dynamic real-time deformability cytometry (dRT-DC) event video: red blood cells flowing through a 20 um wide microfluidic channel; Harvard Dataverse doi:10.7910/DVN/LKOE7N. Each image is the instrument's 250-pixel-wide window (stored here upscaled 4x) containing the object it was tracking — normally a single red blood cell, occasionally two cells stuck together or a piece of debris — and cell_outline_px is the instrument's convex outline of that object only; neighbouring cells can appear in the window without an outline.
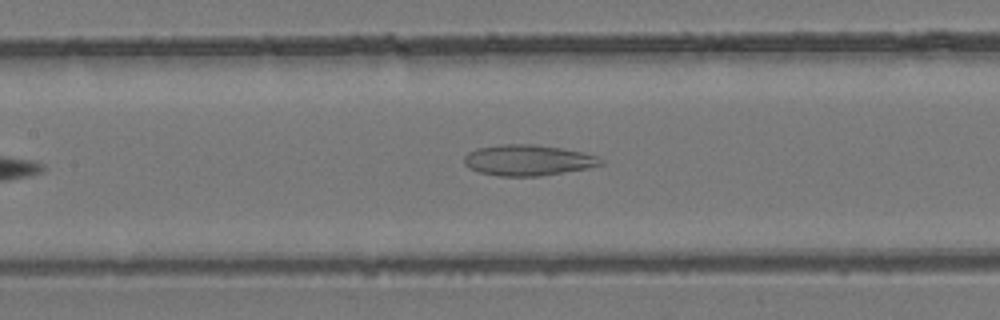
{"species": "common noctule bat (a hibernating species)", "species_latin": "Nyctalus noctula", "temperature_condition": "room temperature", "stored_images_in_passage": 37, "camera_frame_rate_fps": 3000, "um_per_image_px": 0.085, "animal": {"sex": "female", "body_mass_g": 24.6, "forearm_length_mm": 56.2}, "frame": {"image": 1, "passage_image": 14, "time_ms": 4.333, "image_size_px": [1000, 320], "cell_outline_px": [[604, 164], [588, 168], [540, 176], [500, 176], [480, 172], [468, 168], [464, 164], [464, 156], [468, 152], [476, 148], [500, 144], [532, 144], [560, 148], [580, 152], [596, 156], [604, 160]], "centroid_in_image_um": [44.85, 13.62], "position_along_channel_um": 162.6, "area_um2": 24.51}}
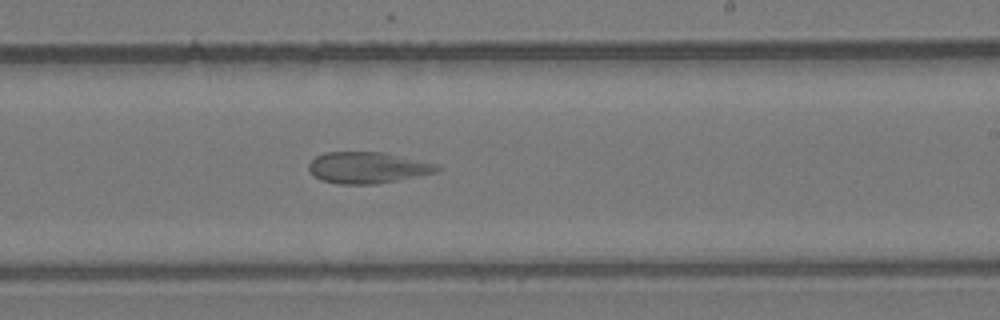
{"frame": {"image": 2, "passage_image": 21, "time_ms": 6.667, "image_size_px": [1000, 320], "cell_outline_px": [[444, 168], [440, 172], [376, 184], [340, 184], [320, 180], [308, 168], [308, 164], [316, 156], [324, 152], [384, 152], [436, 164]], "centroid_in_image_um": [31.28, 14.25], "position_along_channel_um": 257.7, "area_um2": 23.47}}
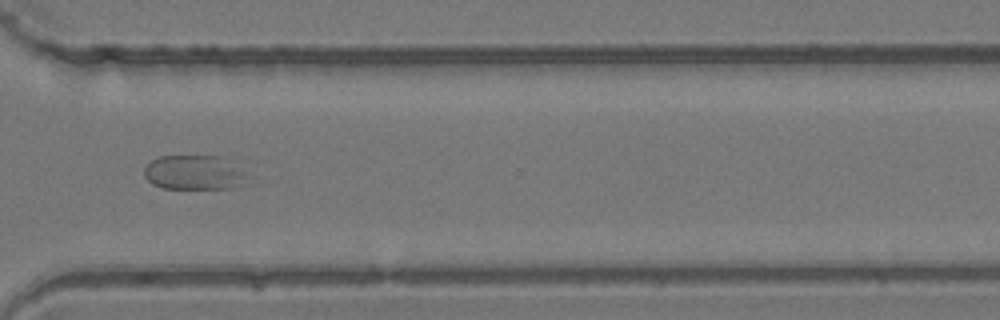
{"frame": {"image": 3, "passage_image": 28, "time_ms": 9.0, "image_size_px": [1000, 320], "cell_outline_px": [[244, 180], [240, 184], [232, 188], [164, 188], [152, 184], [144, 176], [144, 168], [152, 160], [160, 156], [220, 156], [240, 172], [244, 176]], "centroid_in_image_um": [16.36, 14.67], "position_along_channel_um": 354.2, "area_um2": 19.94}}